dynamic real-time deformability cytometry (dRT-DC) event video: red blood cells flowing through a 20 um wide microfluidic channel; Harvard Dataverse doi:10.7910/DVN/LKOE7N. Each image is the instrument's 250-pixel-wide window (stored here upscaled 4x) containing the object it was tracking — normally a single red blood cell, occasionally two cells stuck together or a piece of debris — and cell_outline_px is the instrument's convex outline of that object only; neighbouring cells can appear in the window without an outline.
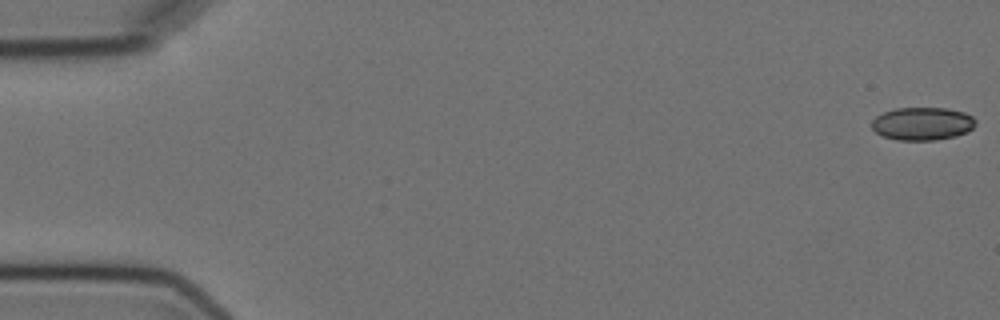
{"species": "Egyptian fruit bat (a non-hibernating species)", "species_latin": "Rousettus aegyptiacus", "temperature_condition": "cold", "stored_images_in_passage": 5, "camera_frame_rate_fps": 3000, "um_per_image_px": 0.085, "animal": {"sex": "female"}, "frame": {"image": 1, "passage_image": 1, "time_ms": 0.0, "image_size_px": [1000, 320], "cell_outline_px": [[976, 124], [968, 132], [956, 136], [936, 140], [896, 140], [884, 136], [876, 132], [872, 128], [872, 120], [876, 116], [884, 112], [896, 108], [948, 108], [964, 112], [972, 116], [976, 120]], "centroid_in_image_um": [78.43, 10.51], "position_along_channel_um": 6.6, "area_um2": 20.06}}
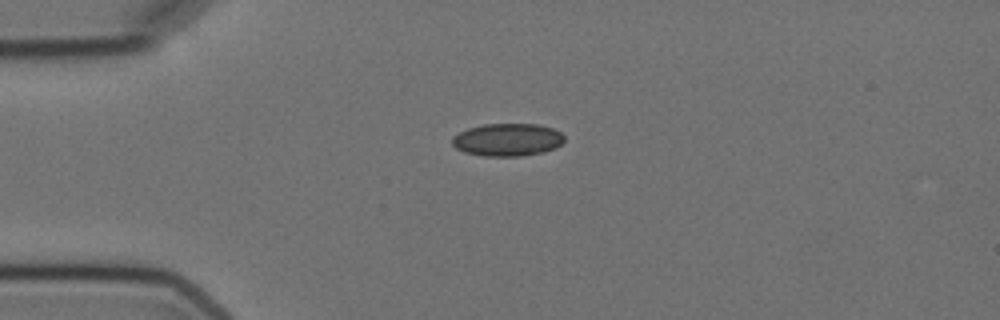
{"frame": {"image": 2, "passage_image": 4, "time_ms": 4.333, "image_size_px": [1000, 320], "cell_outline_px": [[564, 140], [556, 148], [544, 152], [520, 156], [484, 156], [464, 152], [456, 148], [452, 144], [452, 136], [468, 128], [484, 124], [536, 124], [552, 128], [560, 132], [564, 136]], "centroid_in_image_um": [43.13, 11.88], "position_along_channel_um": 41.9, "area_um2": 21.39}}